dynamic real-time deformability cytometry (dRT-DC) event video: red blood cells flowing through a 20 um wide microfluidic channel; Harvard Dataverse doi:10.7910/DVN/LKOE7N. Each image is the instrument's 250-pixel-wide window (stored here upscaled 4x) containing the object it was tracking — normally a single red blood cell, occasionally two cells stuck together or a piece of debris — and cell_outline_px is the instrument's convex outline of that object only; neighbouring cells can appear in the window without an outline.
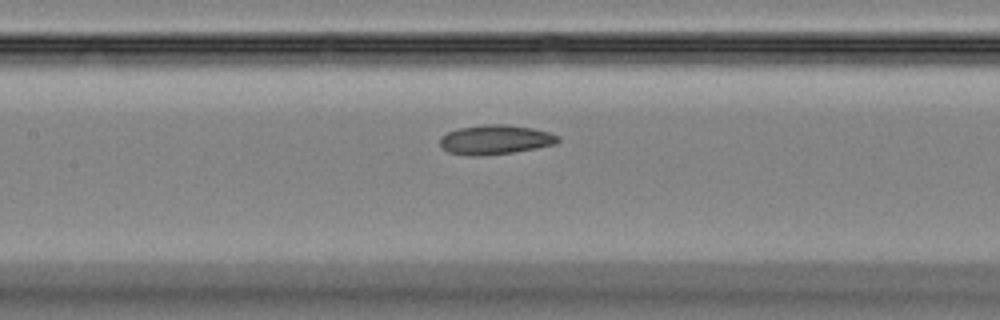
{"species": "Egyptian fruit bat (a non-hibernating species)", "species_latin": "Rousettus aegyptiacus", "temperature_condition": "room temperature", "stored_images_in_passage": 47, "camera_frame_rate_fps": 3000, "um_per_image_px": 0.085, "animal": {"sex": "female"}, "frame": {"image": 1, "passage_image": 22, "time_ms": 7.0, "image_size_px": [1000, 320], "cell_outline_px": [[560, 140], [556, 144], [536, 148], [512, 152], [480, 156], [468, 156], [448, 152], [440, 148], [440, 136], [448, 132], [460, 128], [484, 124], [504, 124], [532, 128], [548, 132], [560, 136]], "centroid_in_image_um": [42.07, 11.88], "position_along_channel_um": 165.3, "area_um2": 20.35}}
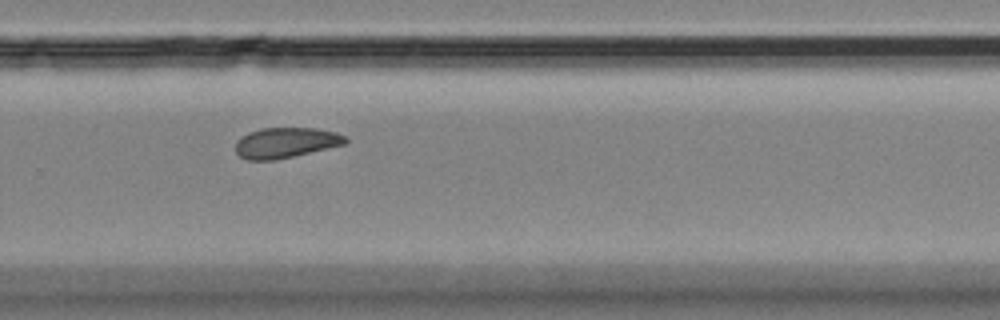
{"frame": {"image": 2, "passage_image": 32, "time_ms": 10.333, "image_size_px": [1000, 320], "cell_outline_px": [[348, 144], [276, 160], [248, 160], [240, 156], [236, 152], [236, 140], [240, 136], [248, 132], [260, 128], [316, 128], [336, 132], [344, 136], [348, 140]], "centroid_in_image_um": [24.29, 12.13], "position_along_channel_um": 305.5, "area_um2": 19.71}}
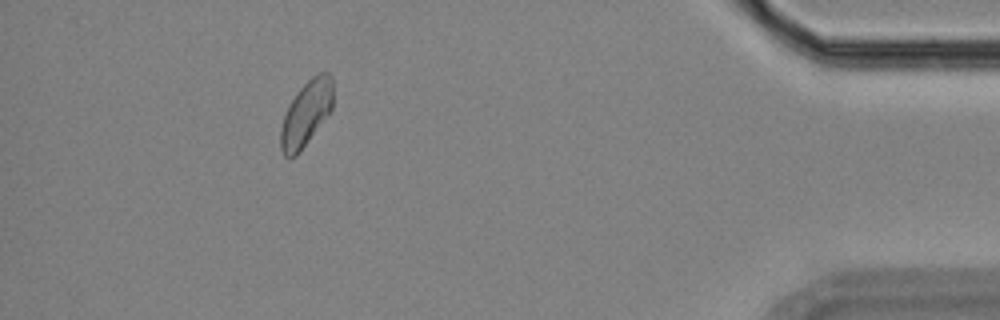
{"frame": {"image": 3, "passage_image": 43, "time_ms": 14.0, "image_size_px": [1000, 320], "cell_outline_px": [[332, 108], [300, 152], [296, 156], [288, 160], [284, 156], [280, 148], [280, 132], [284, 116], [288, 104], [300, 88], [312, 76], [320, 72], [328, 72], [332, 76]], "centroid_in_image_um": [25.99, 9.66], "position_along_channel_um": 409.2, "area_um2": 19.83}}